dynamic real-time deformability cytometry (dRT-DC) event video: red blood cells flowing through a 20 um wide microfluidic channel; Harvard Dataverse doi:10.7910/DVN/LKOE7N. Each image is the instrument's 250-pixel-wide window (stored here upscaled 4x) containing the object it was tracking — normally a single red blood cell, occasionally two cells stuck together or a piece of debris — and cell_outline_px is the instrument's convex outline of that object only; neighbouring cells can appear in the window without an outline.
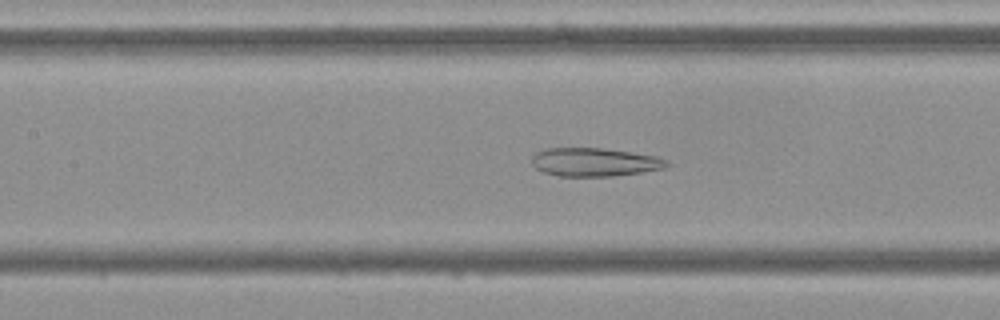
{"species": "Egyptian fruit bat (a non-hibernating species)", "species_latin": "Rousettus aegyptiacus", "temperature_condition": "cold", "stored_images_in_passage": 54, "camera_frame_rate_fps": 3000, "um_per_image_px": 0.085, "frame": {"image": 1, "passage_image": 24, "time_ms": 7.667, "image_size_px": [1000, 320], "cell_outline_px": [[672, 164], [664, 168], [640, 172], [612, 176], [556, 176], [544, 172], [536, 168], [532, 164], [532, 156], [536, 152], [544, 148], [600, 148], [632, 152], [656, 156], [668, 160]], "centroid_in_image_um": [50.54, 13.77], "position_along_channel_um": 156.9, "area_um2": 22.43}}
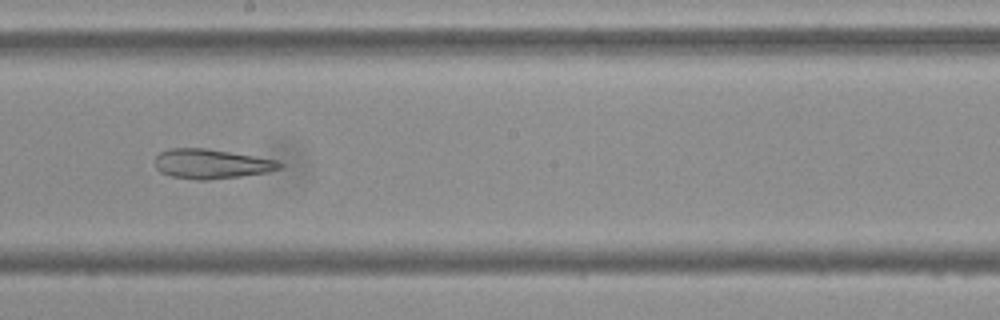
{"frame": {"image": 2, "passage_image": 30, "time_ms": 9.667, "image_size_px": [1000, 320], "cell_outline_px": [[284, 168], [268, 172], [240, 176], [208, 180], [196, 180], [172, 176], [160, 172], [156, 168], [156, 156], [160, 152], [168, 148], [208, 148], [276, 160], [284, 164]], "centroid_in_image_um": [17.98, 13.93], "position_along_channel_um": 230.2, "area_um2": 21.56}}
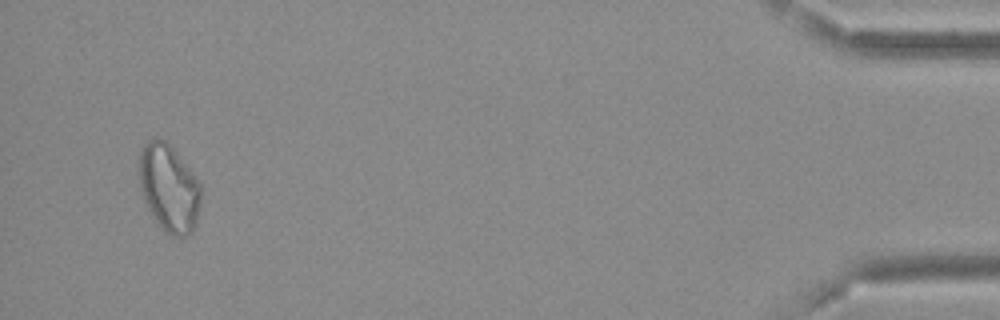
{"frame": {"image": 3, "passage_image": 52, "time_ms": 17.0, "image_size_px": [1000, 320], "cell_outline_px": [[200, 208], [192, 232], [188, 236], [172, 236], [156, 220], [148, 208], [144, 200], [140, 188], [140, 148], [148, 140], [156, 136], [164, 140], [176, 152], [200, 180]], "centroid_in_image_um": [14.38, 15.95], "position_along_channel_um": 420.8, "area_um2": 31.27}, "authors_computed_cell_mechanics": {"area_um2": 28.0041, "velocity_mm_per_s": 3.6762, "shape_relaxation_time_tau1_ms": null, "shape_relaxation_time_tau2_ms": 3.9954, "deformation_change_tau1": null, "deformation_change_tau2": 0.1378}}